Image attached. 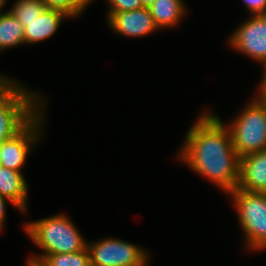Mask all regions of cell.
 Here are the masks:
<instances>
[{
  "mask_svg": "<svg viewBox=\"0 0 266 266\" xmlns=\"http://www.w3.org/2000/svg\"><path fill=\"white\" fill-rule=\"evenodd\" d=\"M245 237L246 249H266V193L234 189L229 193Z\"/></svg>",
  "mask_w": 266,
  "mask_h": 266,
  "instance_id": "obj_5",
  "label": "cell"
},
{
  "mask_svg": "<svg viewBox=\"0 0 266 266\" xmlns=\"http://www.w3.org/2000/svg\"><path fill=\"white\" fill-rule=\"evenodd\" d=\"M106 2L110 5L107 11V19L114 13L143 8L140 0H106Z\"/></svg>",
  "mask_w": 266,
  "mask_h": 266,
  "instance_id": "obj_17",
  "label": "cell"
},
{
  "mask_svg": "<svg viewBox=\"0 0 266 266\" xmlns=\"http://www.w3.org/2000/svg\"><path fill=\"white\" fill-rule=\"evenodd\" d=\"M262 79L259 86L257 87L258 94L255 98L263 104H266V66H263Z\"/></svg>",
  "mask_w": 266,
  "mask_h": 266,
  "instance_id": "obj_20",
  "label": "cell"
},
{
  "mask_svg": "<svg viewBox=\"0 0 266 266\" xmlns=\"http://www.w3.org/2000/svg\"><path fill=\"white\" fill-rule=\"evenodd\" d=\"M108 25L116 34L125 37H145L157 30L149 8H141L112 14Z\"/></svg>",
  "mask_w": 266,
  "mask_h": 266,
  "instance_id": "obj_9",
  "label": "cell"
},
{
  "mask_svg": "<svg viewBox=\"0 0 266 266\" xmlns=\"http://www.w3.org/2000/svg\"><path fill=\"white\" fill-rule=\"evenodd\" d=\"M7 0H0V13H2V9H4V6L6 5Z\"/></svg>",
  "mask_w": 266,
  "mask_h": 266,
  "instance_id": "obj_24",
  "label": "cell"
},
{
  "mask_svg": "<svg viewBox=\"0 0 266 266\" xmlns=\"http://www.w3.org/2000/svg\"><path fill=\"white\" fill-rule=\"evenodd\" d=\"M186 7L184 0H156L149 10L155 25L161 30L178 25L187 14Z\"/></svg>",
  "mask_w": 266,
  "mask_h": 266,
  "instance_id": "obj_13",
  "label": "cell"
},
{
  "mask_svg": "<svg viewBox=\"0 0 266 266\" xmlns=\"http://www.w3.org/2000/svg\"><path fill=\"white\" fill-rule=\"evenodd\" d=\"M14 80L7 76L0 82V144L18 134L46 103L41 94Z\"/></svg>",
  "mask_w": 266,
  "mask_h": 266,
  "instance_id": "obj_3",
  "label": "cell"
},
{
  "mask_svg": "<svg viewBox=\"0 0 266 266\" xmlns=\"http://www.w3.org/2000/svg\"><path fill=\"white\" fill-rule=\"evenodd\" d=\"M144 8H149L156 0H140Z\"/></svg>",
  "mask_w": 266,
  "mask_h": 266,
  "instance_id": "obj_23",
  "label": "cell"
},
{
  "mask_svg": "<svg viewBox=\"0 0 266 266\" xmlns=\"http://www.w3.org/2000/svg\"><path fill=\"white\" fill-rule=\"evenodd\" d=\"M65 18L70 17L58 10L45 9L37 19L21 22L24 26L25 44H36L51 38Z\"/></svg>",
  "mask_w": 266,
  "mask_h": 266,
  "instance_id": "obj_11",
  "label": "cell"
},
{
  "mask_svg": "<svg viewBox=\"0 0 266 266\" xmlns=\"http://www.w3.org/2000/svg\"><path fill=\"white\" fill-rule=\"evenodd\" d=\"M25 44L24 26L9 10L0 13V52Z\"/></svg>",
  "mask_w": 266,
  "mask_h": 266,
  "instance_id": "obj_14",
  "label": "cell"
},
{
  "mask_svg": "<svg viewBox=\"0 0 266 266\" xmlns=\"http://www.w3.org/2000/svg\"><path fill=\"white\" fill-rule=\"evenodd\" d=\"M227 43L240 53L266 66V15H250L228 37Z\"/></svg>",
  "mask_w": 266,
  "mask_h": 266,
  "instance_id": "obj_8",
  "label": "cell"
},
{
  "mask_svg": "<svg viewBox=\"0 0 266 266\" xmlns=\"http://www.w3.org/2000/svg\"><path fill=\"white\" fill-rule=\"evenodd\" d=\"M23 228L29 239L42 250V253L29 257L25 264L36 265L48 254L73 253L87 247L79 228L64 213L29 221Z\"/></svg>",
  "mask_w": 266,
  "mask_h": 266,
  "instance_id": "obj_2",
  "label": "cell"
},
{
  "mask_svg": "<svg viewBox=\"0 0 266 266\" xmlns=\"http://www.w3.org/2000/svg\"><path fill=\"white\" fill-rule=\"evenodd\" d=\"M94 0H66V15L71 19L80 16Z\"/></svg>",
  "mask_w": 266,
  "mask_h": 266,
  "instance_id": "obj_18",
  "label": "cell"
},
{
  "mask_svg": "<svg viewBox=\"0 0 266 266\" xmlns=\"http://www.w3.org/2000/svg\"><path fill=\"white\" fill-rule=\"evenodd\" d=\"M46 9L42 0H16L9 10L20 22H31L37 19Z\"/></svg>",
  "mask_w": 266,
  "mask_h": 266,
  "instance_id": "obj_16",
  "label": "cell"
},
{
  "mask_svg": "<svg viewBox=\"0 0 266 266\" xmlns=\"http://www.w3.org/2000/svg\"><path fill=\"white\" fill-rule=\"evenodd\" d=\"M238 189L266 193V150L240 157Z\"/></svg>",
  "mask_w": 266,
  "mask_h": 266,
  "instance_id": "obj_10",
  "label": "cell"
},
{
  "mask_svg": "<svg viewBox=\"0 0 266 266\" xmlns=\"http://www.w3.org/2000/svg\"><path fill=\"white\" fill-rule=\"evenodd\" d=\"M46 9H53L64 12L66 14V0H42Z\"/></svg>",
  "mask_w": 266,
  "mask_h": 266,
  "instance_id": "obj_21",
  "label": "cell"
},
{
  "mask_svg": "<svg viewBox=\"0 0 266 266\" xmlns=\"http://www.w3.org/2000/svg\"><path fill=\"white\" fill-rule=\"evenodd\" d=\"M35 266H91L89 251L86 247L73 253L48 254Z\"/></svg>",
  "mask_w": 266,
  "mask_h": 266,
  "instance_id": "obj_15",
  "label": "cell"
},
{
  "mask_svg": "<svg viewBox=\"0 0 266 266\" xmlns=\"http://www.w3.org/2000/svg\"><path fill=\"white\" fill-rule=\"evenodd\" d=\"M227 126L236 153L244 155L266 150V104L255 97Z\"/></svg>",
  "mask_w": 266,
  "mask_h": 266,
  "instance_id": "obj_4",
  "label": "cell"
},
{
  "mask_svg": "<svg viewBox=\"0 0 266 266\" xmlns=\"http://www.w3.org/2000/svg\"><path fill=\"white\" fill-rule=\"evenodd\" d=\"M44 108L13 138L0 144V166L22 172L33 146L43 137Z\"/></svg>",
  "mask_w": 266,
  "mask_h": 266,
  "instance_id": "obj_7",
  "label": "cell"
},
{
  "mask_svg": "<svg viewBox=\"0 0 266 266\" xmlns=\"http://www.w3.org/2000/svg\"><path fill=\"white\" fill-rule=\"evenodd\" d=\"M243 3L251 15L266 13V0H243Z\"/></svg>",
  "mask_w": 266,
  "mask_h": 266,
  "instance_id": "obj_19",
  "label": "cell"
},
{
  "mask_svg": "<svg viewBox=\"0 0 266 266\" xmlns=\"http://www.w3.org/2000/svg\"><path fill=\"white\" fill-rule=\"evenodd\" d=\"M6 77V75L0 74V82L3 81Z\"/></svg>",
  "mask_w": 266,
  "mask_h": 266,
  "instance_id": "obj_25",
  "label": "cell"
},
{
  "mask_svg": "<svg viewBox=\"0 0 266 266\" xmlns=\"http://www.w3.org/2000/svg\"><path fill=\"white\" fill-rule=\"evenodd\" d=\"M9 202L12 204L16 209H18L9 199L0 196V232L4 228V223L6 220V203Z\"/></svg>",
  "mask_w": 266,
  "mask_h": 266,
  "instance_id": "obj_22",
  "label": "cell"
},
{
  "mask_svg": "<svg viewBox=\"0 0 266 266\" xmlns=\"http://www.w3.org/2000/svg\"><path fill=\"white\" fill-rule=\"evenodd\" d=\"M22 173L0 166V196L9 199L20 212L26 213L29 185Z\"/></svg>",
  "mask_w": 266,
  "mask_h": 266,
  "instance_id": "obj_12",
  "label": "cell"
},
{
  "mask_svg": "<svg viewBox=\"0 0 266 266\" xmlns=\"http://www.w3.org/2000/svg\"><path fill=\"white\" fill-rule=\"evenodd\" d=\"M197 118L185 135L178 159L229 194L237 188L240 175V156L230 132L211 111H204Z\"/></svg>",
  "mask_w": 266,
  "mask_h": 266,
  "instance_id": "obj_1",
  "label": "cell"
},
{
  "mask_svg": "<svg viewBox=\"0 0 266 266\" xmlns=\"http://www.w3.org/2000/svg\"><path fill=\"white\" fill-rule=\"evenodd\" d=\"M91 266H148L149 254L141 246L117 238L87 242Z\"/></svg>",
  "mask_w": 266,
  "mask_h": 266,
  "instance_id": "obj_6",
  "label": "cell"
}]
</instances>
